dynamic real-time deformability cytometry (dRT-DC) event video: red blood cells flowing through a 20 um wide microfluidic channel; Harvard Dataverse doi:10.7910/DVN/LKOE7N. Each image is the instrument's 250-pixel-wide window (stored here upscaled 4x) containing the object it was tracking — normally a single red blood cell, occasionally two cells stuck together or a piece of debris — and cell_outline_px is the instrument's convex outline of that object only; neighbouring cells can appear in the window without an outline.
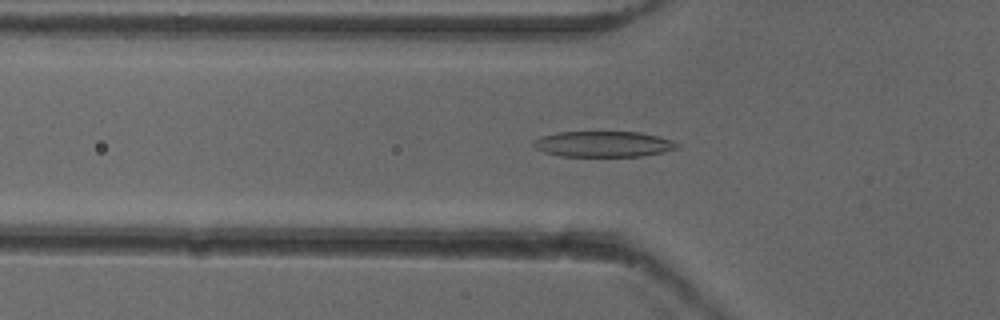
{"species": "common noctule bat (a hibernating species)", "species_latin": "Nyctalus noctula", "temperature_condition": "cold", "stored_images_in_passage": 53, "camera_frame_rate_fps": 3000, "um_per_image_px": 0.085, "animal": {"sex": "female"}, "frame": {"image": 1, "passage_image": 18, "time_ms": 5.667, "image_size_px": [1000, 320], "cell_outline_px": [[680, 148], [664, 152], [640, 156], [560, 156], [544, 152], [536, 148], [532, 144], [532, 140], [540, 136], [556, 132], [640, 132], [660, 136], [672, 140], [680, 144]], "centroid_in_image_um": [51.3, 12.24], "position_along_channel_um": 74.5, "area_um2": 21.79}}
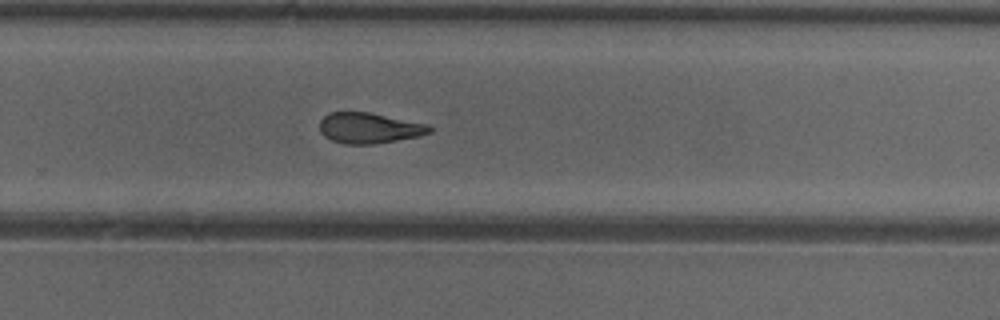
{"frame": {"image": 2, "passage_image": 35, "time_ms": 11.333, "image_size_px": [1000, 320], "cell_outline_px": [[432, 132], [420, 136], [372, 144], [344, 144], [332, 140], [324, 136], [320, 132], [320, 120], [328, 112], [372, 112], [428, 124], [432, 128]], "centroid_in_image_um": [31.39, 10.87], "position_along_channel_um": 298.4, "area_um2": 19.77}}
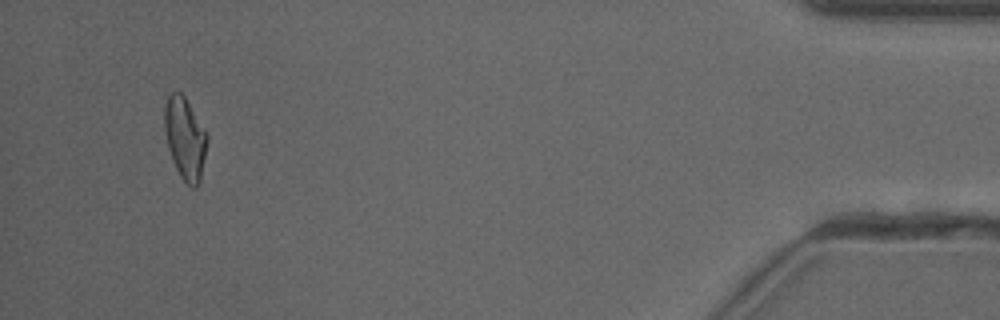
{"frame": {"image": 3, "passage_image": 50, "time_ms": 16.333, "image_size_px": [1000, 320], "cell_outline_px": [[208, 140], [200, 180], [196, 188], [192, 188], [180, 176], [172, 160], [168, 148], [164, 132], [164, 108], [168, 96], [172, 92], [180, 92], [184, 96], [208, 132]], "centroid_in_image_um": [15.73, 11.75], "position_along_channel_um": 419.5, "area_um2": 20.52}, "authors_computed_cell_mechanics": {"area_um2": 20.808, "velocity_mm_per_s": 3.9453, "shape_relaxation_time_tau1_ms": null, "shape_relaxation_time_tau2_ms": 2.5682, "deformation_change_tau1": null, "deformation_change_tau2": 0.1103}}